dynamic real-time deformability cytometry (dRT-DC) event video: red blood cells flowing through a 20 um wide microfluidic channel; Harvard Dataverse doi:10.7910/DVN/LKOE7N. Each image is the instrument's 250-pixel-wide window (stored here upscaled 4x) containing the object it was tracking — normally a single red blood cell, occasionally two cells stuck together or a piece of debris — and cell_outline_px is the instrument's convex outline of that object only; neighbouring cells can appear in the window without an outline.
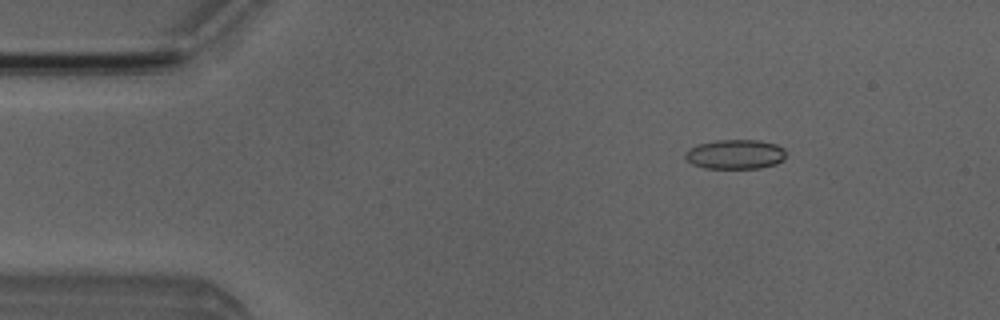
{"species": "Egyptian fruit bat (a non-hibernating species)", "species_latin": "Rousettus aegyptiacus", "temperature_condition": "room temperature", "stored_images_in_passage": 3, "camera_frame_rate_fps": 3000, "um_per_image_px": 0.085, "animal": {"sex": "male"}, "frame": {"image": 1, "passage_image": 1, "time_ms": 0.0, "image_size_px": [1000, 320], "cell_outline_px": [[784, 160], [776, 164], [760, 168], [704, 168], [692, 164], [684, 156], [684, 152], [688, 148], [696, 144], [716, 140], [756, 140], [776, 144], [784, 148]], "centroid_in_image_um": [62.46, 13.11], "position_along_channel_um": 22.5, "area_um2": 17.46}}